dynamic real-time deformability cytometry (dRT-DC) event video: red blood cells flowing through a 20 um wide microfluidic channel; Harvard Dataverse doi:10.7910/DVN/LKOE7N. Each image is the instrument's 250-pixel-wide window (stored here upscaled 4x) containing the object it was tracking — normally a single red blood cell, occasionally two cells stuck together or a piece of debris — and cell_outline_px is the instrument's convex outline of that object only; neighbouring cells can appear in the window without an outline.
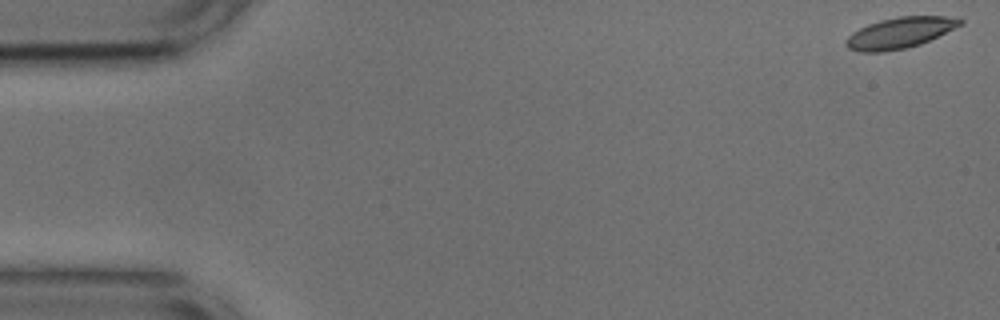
{"species": "common noctule bat (a hibernating species)", "species_latin": "Nyctalus noctula", "temperature_condition": "cold", "stored_images_in_passage": 53, "camera_frame_rate_fps": 3000, "um_per_image_px": 0.085, "animal": {"sex": "male", "body_mass_g": 17.9, "forearm_length_mm": 54.2}, "frame": {"image": 1, "passage_image": 1, "time_ms": 0.0, "image_size_px": [1000, 320], "cell_outline_px": [[964, 24], [920, 44], [904, 48], [884, 52], [860, 52], [848, 48], [844, 44], [844, 40], [852, 32], [868, 24], [880, 20], [900, 16], [960, 16], [964, 20]], "centroid_in_image_um": [76.51, 2.78], "position_along_channel_um": 8.5, "area_um2": 20.75}}
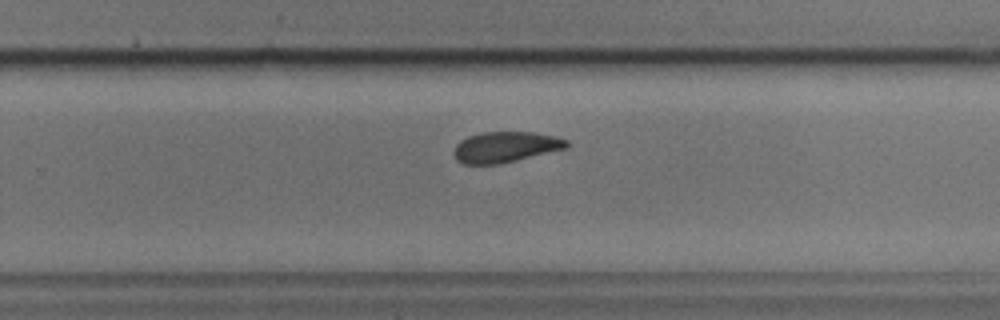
{"frame": {"image": 2, "passage_image": 34, "time_ms": 11.0, "image_size_px": [1000, 320], "cell_outline_px": [[568, 144], [564, 148], [500, 164], [464, 164], [456, 160], [452, 152], [456, 144], [460, 140], [468, 136], [484, 132], [536, 132], [556, 136], [568, 140]], "centroid_in_image_um": [42.91, 12.49], "position_along_channel_um": 286.9, "area_um2": 20.11}}
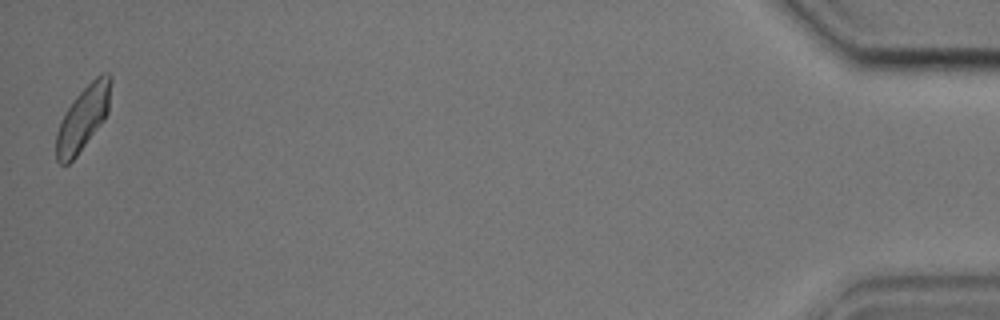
{"frame": {"image": 3, "passage_image": 53, "time_ms": 17.333, "image_size_px": [1000, 320], "cell_outline_px": [[112, 80], [108, 112], [104, 120], [76, 156], [68, 164], [60, 164], [56, 160], [56, 132], [68, 108], [76, 96], [96, 76], [104, 72], [108, 72], [112, 76]], "centroid_in_image_um": [7.08, 10.03], "position_along_channel_um": 428.1, "area_um2": 20.23}, "authors_computed_cell_mechanics": {"area_um2": 20.6924, "velocity_mm_per_s": 3.7072, "shape_relaxation_time_tau1_ms": 7.1111, "shape_relaxation_time_tau2_ms": 5.3597, "deformation_change_tau1": 0.143, "deformation_change_tau2": 0.1196}}